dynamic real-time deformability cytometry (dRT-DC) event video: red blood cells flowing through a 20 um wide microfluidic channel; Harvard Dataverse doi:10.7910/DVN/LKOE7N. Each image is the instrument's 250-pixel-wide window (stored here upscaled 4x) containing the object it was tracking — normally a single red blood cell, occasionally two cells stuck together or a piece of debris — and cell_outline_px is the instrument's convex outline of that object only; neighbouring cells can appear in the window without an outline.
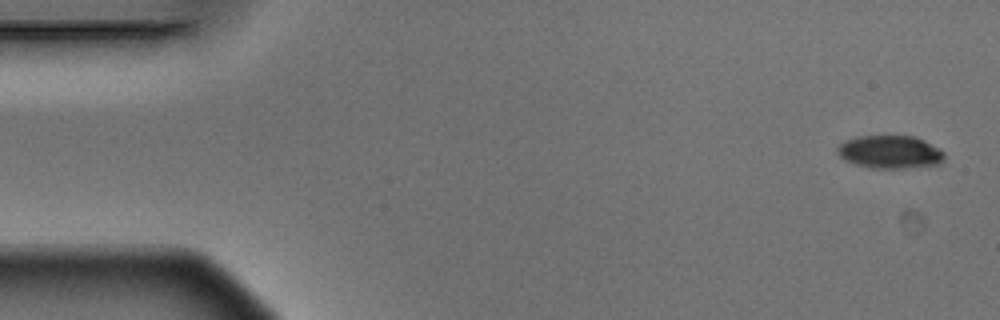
{"species": "Egyptian fruit bat (a non-hibernating species)", "species_latin": "Rousettus aegyptiacus", "temperature_condition": "warm", "stored_images_in_passage": 6, "camera_frame_rate_fps": 3000, "um_per_image_px": 0.085, "animal": {"sex": "male"}, "frame": {"image": 1, "passage_image": 1, "time_ms": 0.0, "image_size_px": [1000, 320], "cell_outline_px": [[944, 160], [940, 164], [904, 168], [868, 168], [844, 160], [836, 152], [836, 148], [844, 140], [860, 136], [916, 136], [940, 148], [944, 152]], "centroid_in_image_um": [75.65, 12.92], "position_along_channel_um": 9.3, "area_um2": 20.75}}
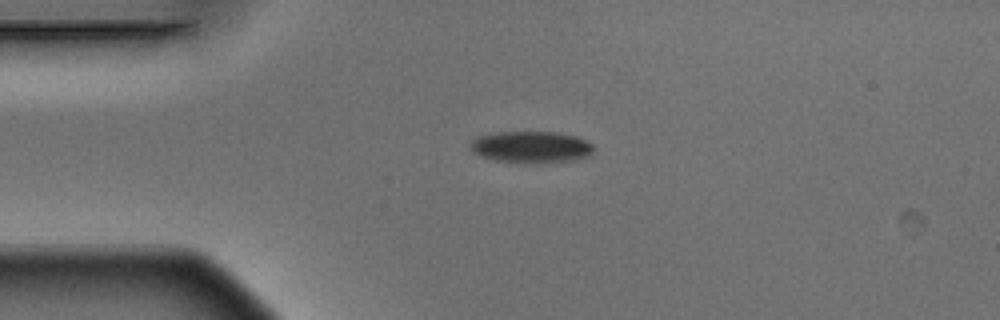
{"frame": {"image": 2, "passage_image": 4, "time_ms": 1.0, "image_size_px": [1000, 320], "cell_outline_px": [[596, 148], [592, 156], [572, 160], [536, 164], [524, 164], [496, 160], [472, 152], [468, 144], [476, 136], [496, 132], [556, 132], [576, 136], [592, 144]], "centroid_in_image_um": [45.17, 12.51], "position_along_channel_um": 39.8, "area_um2": 23.24}}
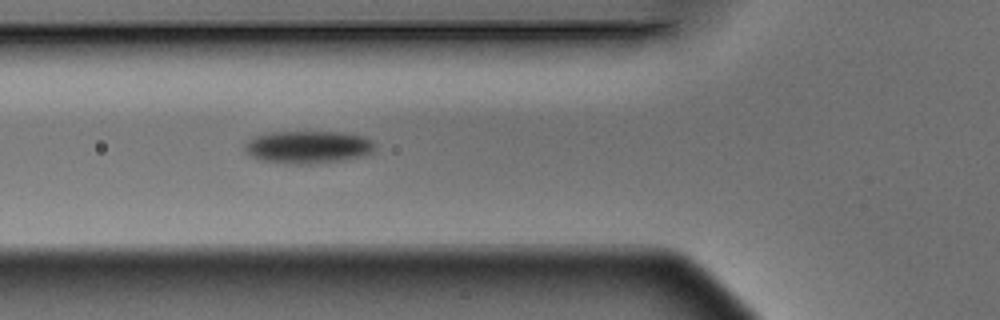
{"frame": {"image": 3, "passage_image": 6, "time_ms": 1.667, "image_size_px": [1000, 320], "cell_outline_px": [[376, 144], [372, 152], [368, 156], [348, 160], [304, 164], [296, 164], [260, 160], [244, 152], [244, 144], [252, 136], [272, 132], [344, 132], [360, 136], [372, 140]], "centroid_in_image_um": [26.2, 12.5], "position_along_channel_um": 99.6, "area_um2": 25.03}}